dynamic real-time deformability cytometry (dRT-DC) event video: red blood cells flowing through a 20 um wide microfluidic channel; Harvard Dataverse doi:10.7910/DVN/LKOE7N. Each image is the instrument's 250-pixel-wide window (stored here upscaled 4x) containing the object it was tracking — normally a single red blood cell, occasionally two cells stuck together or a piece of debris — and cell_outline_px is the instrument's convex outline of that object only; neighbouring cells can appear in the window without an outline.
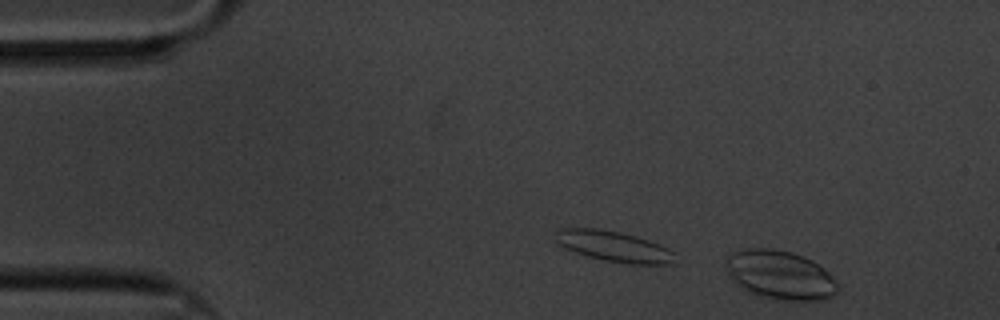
{"species": "common noctule bat (a hibernating species)", "species_latin": "Nyctalus noctula", "temperature_condition": "cold", "stored_images_in_passage": 51, "camera_frame_rate_fps": 3000, "um_per_image_px": 0.085, "animal": {"sex": "male", "body_mass_g": 20.1, "forearm_length_mm": 53.5}, "frame": {"image": 1, "passage_image": 1, "time_ms": 0.0, "image_size_px": [1000, 320], "cell_outline_px": [[840, 288], [832, 296], [824, 300], [784, 300], [760, 296], [748, 292], [736, 284], [728, 272], [728, 256], [732, 252], [748, 248], [772, 248], [792, 252], [804, 256], [812, 260], [824, 268], [840, 284]], "centroid_in_image_um": [66.36, 23.37], "position_along_channel_um": 18.6, "area_um2": 31.91}}
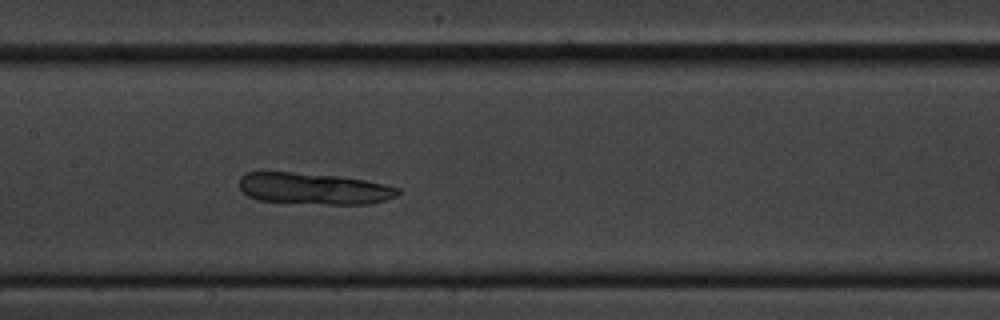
{"frame": {"image": 2, "passage_image": 24, "time_ms": 7.667, "image_size_px": [1000, 320], "cell_outline_px": [[400, 192], [396, 196], [384, 200], [368, 204], [328, 204], [256, 200], [248, 196], [240, 188], [240, 176], [248, 172], [292, 172], [340, 176], [364, 180], [384, 184], [400, 188]], "centroid_in_image_um": [26.67, 16.03], "position_along_channel_um": 180.7, "area_um2": 28.96}}
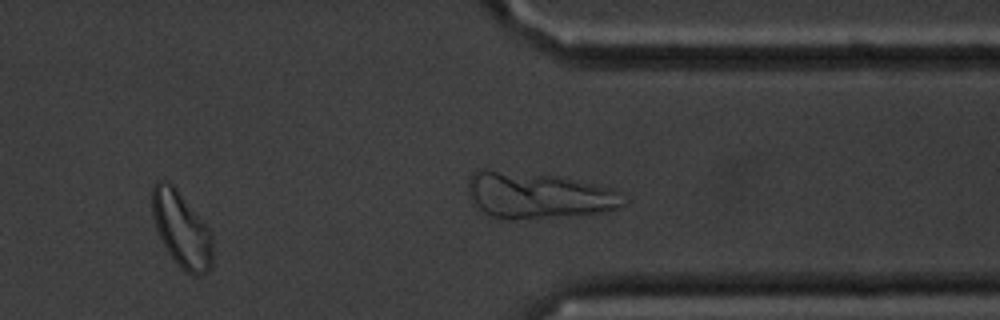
{"frame": {"image": 3, "passage_image": 41, "time_ms": 13.333, "image_size_px": [1000, 320], "cell_outline_px": [[212, 264], [208, 272], [200, 276], [196, 276], [180, 268], [168, 252], [156, 228], [152, 212], [152, 188], [156, 180], [168, 180], [176, 188], [212, 232]], "centroid_in_image_um": [15.43, 19.5], "position_along_channel_um": 396.0, "area_um2": 26.53}}